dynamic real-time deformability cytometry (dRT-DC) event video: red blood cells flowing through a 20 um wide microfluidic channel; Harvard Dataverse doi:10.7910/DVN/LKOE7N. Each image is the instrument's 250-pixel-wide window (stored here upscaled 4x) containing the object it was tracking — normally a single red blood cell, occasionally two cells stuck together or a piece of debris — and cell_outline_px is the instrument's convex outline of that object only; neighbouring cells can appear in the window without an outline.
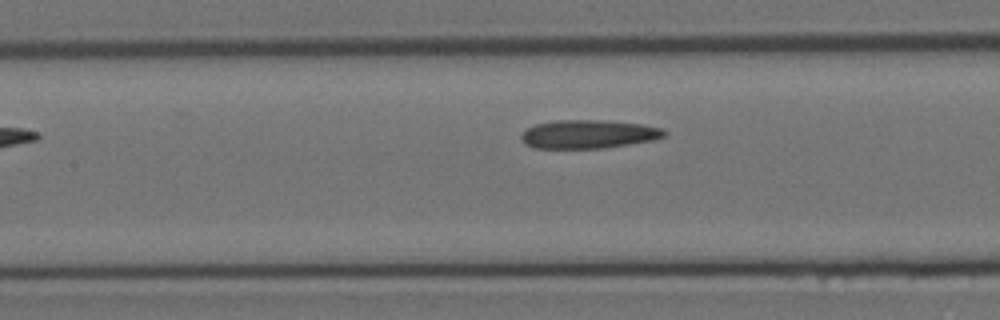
{"species": "Egyptian fruit bat (a non-hibernating species)", "species_latin": "Rousettus aegyptiacus", "temperature_condition": "room temperature", "stored_images_in_passage": 8, "segment_of_instrument_passage": [2, 2], "camera_frame_rate_fps": 3000, "um_per_image_px": 0.085, "animal": {"sex": "female"}, "frame": {"image": 1, "passage_image": 8, "time_ms": 2.333, "image_size_px": [1000, 320], "cell_outline_px": [[668, 132], [664, 136], [652, 140], [604, 148], [532, 148], [524, 144], [520, 140], [520, 136], [528, 128], [536, 124], [556, 120], [600, 120], [640, 124], [664, 128]], "centroid_in_image_um": [49.99, 11.41], "position_along_channel_um": 157.4, "area_um2": 23.76}}